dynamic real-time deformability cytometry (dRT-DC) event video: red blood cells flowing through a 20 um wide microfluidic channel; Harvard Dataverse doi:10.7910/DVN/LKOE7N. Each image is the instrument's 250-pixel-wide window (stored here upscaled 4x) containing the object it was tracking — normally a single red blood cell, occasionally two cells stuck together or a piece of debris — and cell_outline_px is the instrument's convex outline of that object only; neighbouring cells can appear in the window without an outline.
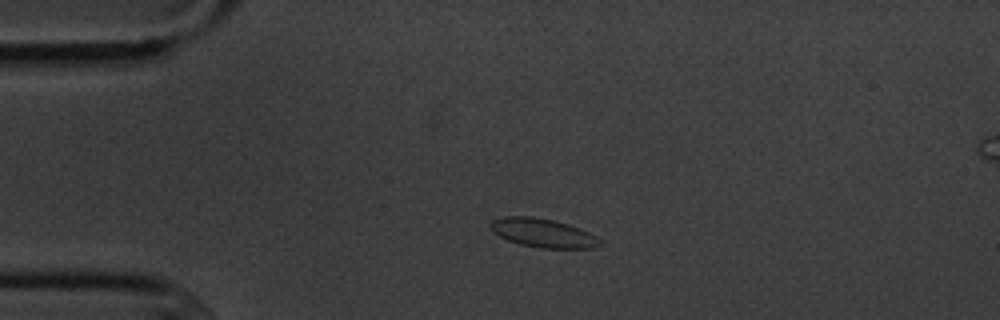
{"species": "common noctule bat (a hibernating species)", "species_latin": "Nyctalus noctula", "temperature_condition": "cold", "stored_images_in_passage": 3, "camera_frame_rate_fps": 3000, "um_per_image_px": 0.085, "animal": {"sex": "male", "body_mass_g": 20.1, "forearm_length_mm": 53.5}, "frame": {"image": 1, "passage_image": 1, "time_ms": 0.0, "image_size_px": [1000, 320], "cell_outline_px": [[604, 244], [592, 248], [540, 248], [520, 244], [508, 240], [500, 236], [488, 228], [488, 224], [492, 220], [504, 216], [532, 216], [552, 220], [568, 224], [580, 228], [604, 240]], "centroid_in_image_um": [46.16, 19.8], "position_along_channel_um": 38.8, "area_um2": 18.55}}
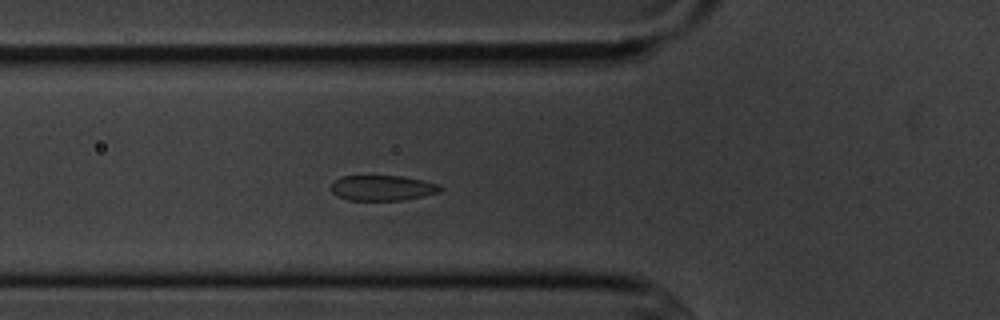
{"frame": {"image": 2, "passage_image": 3, "time_ms": 2.333, "image_size_px": [1000, 320], "cell_outline_px": [[444, 188], [440, 192], [404, 200], [348, 200], [336, 196], [332, 192], [332, 184], [340, 176], [400, 176], [424, 180], [440, 184]], "centroid_in_image_um": [32.54, 15.97], "position_along_channel_um": 93.3, "area_um2": 16.18}}